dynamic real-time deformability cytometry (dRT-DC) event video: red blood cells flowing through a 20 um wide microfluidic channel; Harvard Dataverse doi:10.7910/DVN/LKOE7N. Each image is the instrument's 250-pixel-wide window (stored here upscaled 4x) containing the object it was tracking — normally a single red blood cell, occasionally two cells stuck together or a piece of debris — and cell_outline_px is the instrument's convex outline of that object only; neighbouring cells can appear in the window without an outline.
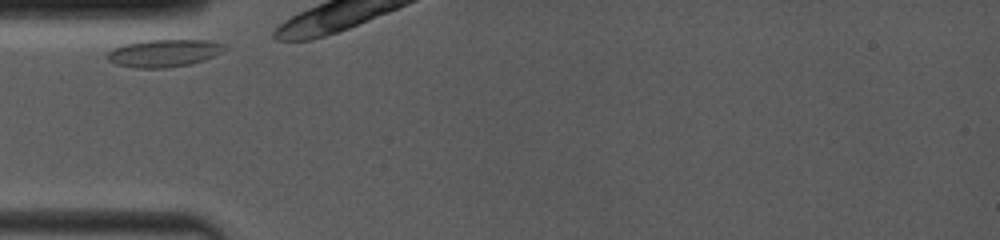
{"species": "common noctule bat (a hibernating species)", "species_latin": "Nyctalus noctula", "temperature_condition": "room temperature", "stored_images_in_passage": 39, "camera_frame_rate_fps": 4000, "um_per_image_px": 0.085, "animal": {"sex": "female", "body_mass_g": 19.0, "forearm_length_mm": 53.3}, "frame": {"image": 1, "passage_image": 1, "time_ms": 0.0, "image_size_px": [1000, 240], "cell_outline_px": [[228, 48], [204, 60], [192, 64], [168, 68], [132, 68], [116, 64], [108, 60], [104, 56], [112, 48], [124, 44], [148, 40], [208, 40], [224, 44]], "centroid_in_image_um": [13.9, 4.52], "position_along_channel_um": 71.1, "area_um2": 18.96}}
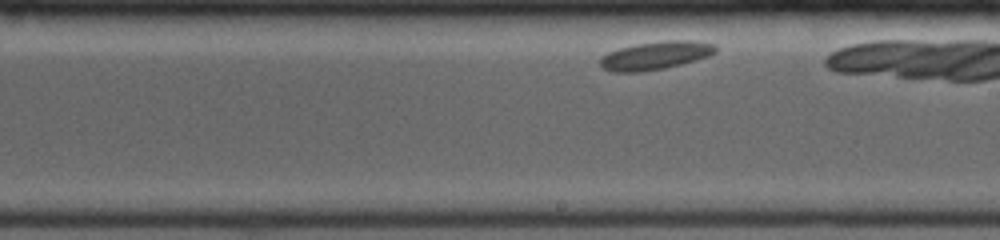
{"frame": {"image": 2, "passage_image": 19, "time_ms": 4.75, "image_size_px": [1000, 240], "cell_outline_px": [[716, 52], [708, 56], [696, 60], [664, 68], [640, 72], [612, 72], [604, 68], [600, 64], [600, 60], [608, 52], [620, 48], [636, 44], [668, 40], [692, 40], [716, 44]], "centroid_in_image_um": [55.74, 4.71], "position_along_channel_um": 233.3, "area_um2": 18.79}}